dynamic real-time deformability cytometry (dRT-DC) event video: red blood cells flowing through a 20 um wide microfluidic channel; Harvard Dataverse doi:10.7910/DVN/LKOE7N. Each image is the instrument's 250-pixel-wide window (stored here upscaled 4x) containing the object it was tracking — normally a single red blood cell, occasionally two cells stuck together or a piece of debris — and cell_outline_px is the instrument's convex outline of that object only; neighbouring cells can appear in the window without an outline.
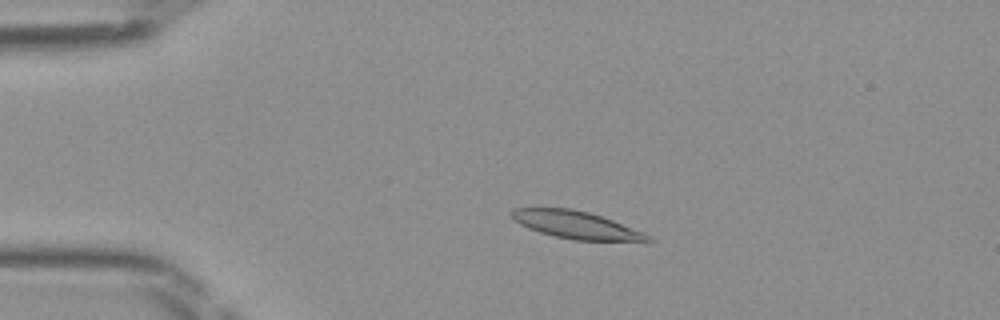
{"species": "Egyptian fruit bat (a non-hibernating species)", "species_latin": "Rousettus aegyptiacus", "temperature_condition": "room temperature", "stored_images_in_passage": 41, "camera_frame_rate_fps": 3000, "um_per_image_px": 0.085, "frame": {"image": 1, "passage_image": 8, "time_ms": 2.333, "image_size_px": [1000, 320], "cell_outline_px": [[652, 240], [648, 244], [644, 244], [576, 240], [556, 236], [540, 232], [528, 228], [512, 220], [508, 212], [512, 208], [572, 208], [588, 212], [612, 220], [644, 232], [652, 236]], "centroid_in_image_um": [49.09, 19.16], "position_along_channel_um": 35.9, "area_um2": 22.72}}
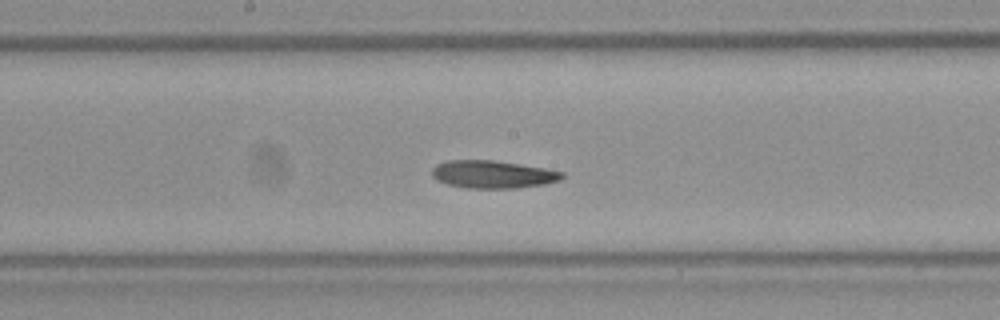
{"frame": {"image": 2, "passage_image": 23, "time_ms": 7.333, "image_size_px": [1000, 320], "cell_outline_px": [[564, 176], [560, 180], [544, 184], [516, 188], [464, 188], [448, 184], [436, 180], [432, 176], [432, 168], [436, 164], [448, 160], [492, 160], [520, 164], [544, 168], [564, 172]], "centroid_in_image_um": [41.86, 14.82], "position_along_channel_um": 206.3, "area_um2": 21.04}}
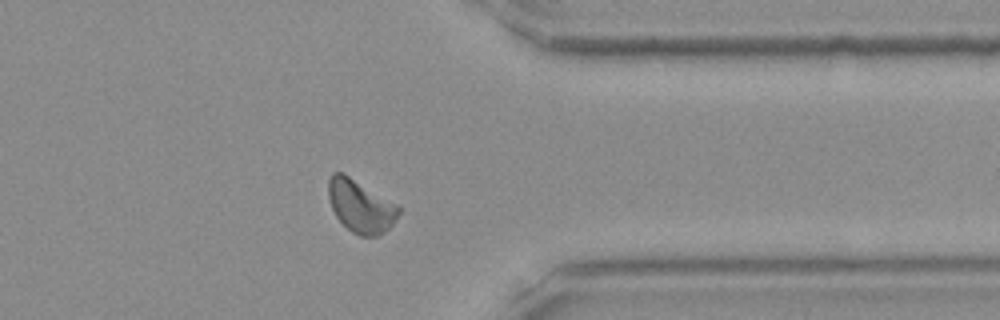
{"frame": {"image": 3, "passage_image": 36, "time_ms": 11.667, "image_size_px": [1000, 320], "cell_outline_px": [[400, 212], [392, 224], [388, 228], [376, 236], [360, 236], [352, 232], [336, 216], [332, 208], [328, 196], [328, 180], [332, 172], [344, 172], [396, 204], [400, 208]], "centroid_in_image_um": [30.62, 17.49], "position_along_channel_um": 380.8, "area_um2": 21.33}}